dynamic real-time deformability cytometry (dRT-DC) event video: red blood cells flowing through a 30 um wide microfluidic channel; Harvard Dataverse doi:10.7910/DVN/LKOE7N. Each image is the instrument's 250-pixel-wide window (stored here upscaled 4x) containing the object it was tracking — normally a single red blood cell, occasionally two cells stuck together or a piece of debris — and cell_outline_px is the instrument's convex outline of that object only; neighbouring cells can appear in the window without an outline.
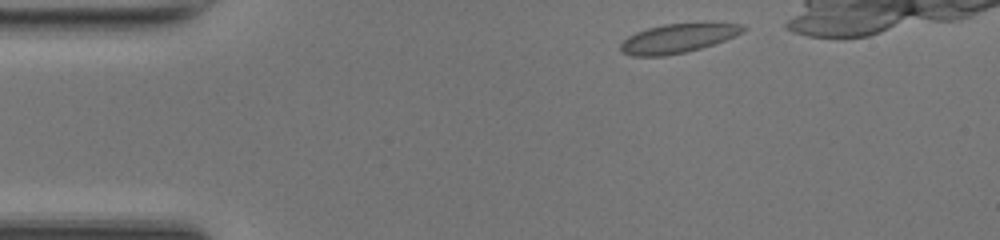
{"species": "common noctule bat (a hibernating species)", "species_latin": "Nyctalus noctula", "temperature_condition": "room temperature", "stored_images_in_passage": 37, "camera_frame_rate_fps": 3000, "um_per_image_px": 0.085, "animal": {"sex": "female", "body_mass_g": 17.0, "forearm_length_mm": 48.0}, "frame": {"image": 1, "passage_image": 2, "time_ms": 0.333, "image_size_px": [1000, 240], "cell_outline_px": [[748, 28], [744, 32], [736, 36], [700, 48], [684, 52], [664, 56], [632, 56], [620, 52], [620, 44], [628, 36], [636, 32], [648, 28], [664, 24], [704, 20], [744, 24]], "centroid_in_image_um": [57.71, 3.2], "position_along_channel_um": 27.3, "area_um2": 21.62}}
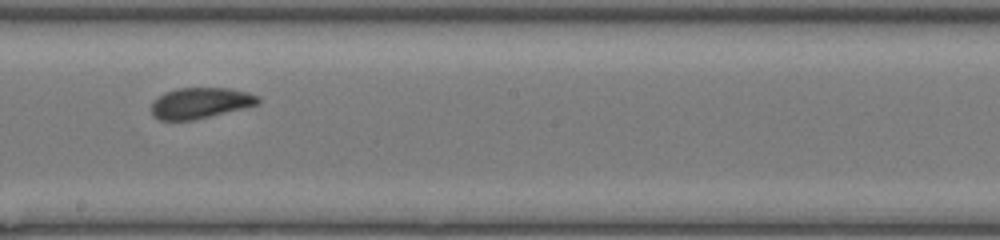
{"frame": {"image": 2, "passage_image": 21, "time_ms": 6.667, "image_size_px": [1000, 240], "cell_outline_px": [[260, 104], [244, 108], [192, 120], [160, 120], [152, 116], [152, 104], [164, 92], [176, 88], [232, 88], [248, 92], [260, 96]], "centroid_in_image_um": [17.07, 8.74], "position_along_channel_um": 231.1, "area_um2": 19.19}}
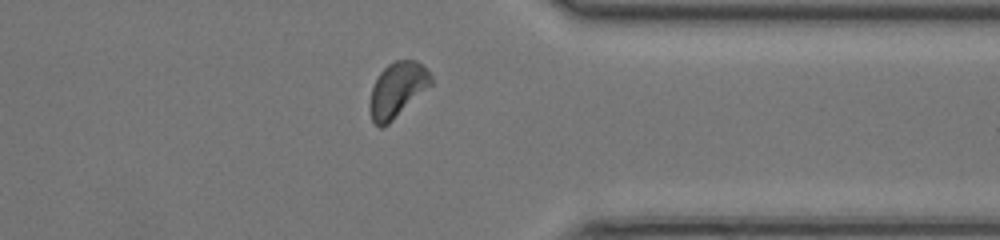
{"frame": {"image": 3, "passage_image": 32, "time_ms": 10.333, "image_size_px": [1000, 240], "cell_outline_px": [[432, 84], [388, 124], [380, 128], [372, 120], [368, 108], [368, 104], [372, 88], [380, 72], [388, 64], [396, 60], [416, 60], [428, 68], [432, 76]], "centroid_in_image_um": [33.77, 7.61], "position_along_channel_um": 377.6, "area_um2": 19.59}, "authors_computed_cell_mechanics": {"area_um2": 19.8254, "velocity_mm_per_s": 4.2011, "shape_relaxation_time_tau1_ms": 3.1952, "shape_relaxation_time_tau2_ms": null, "deformation_change_tau1": 0.083, "deformation_change_tau2": null}}